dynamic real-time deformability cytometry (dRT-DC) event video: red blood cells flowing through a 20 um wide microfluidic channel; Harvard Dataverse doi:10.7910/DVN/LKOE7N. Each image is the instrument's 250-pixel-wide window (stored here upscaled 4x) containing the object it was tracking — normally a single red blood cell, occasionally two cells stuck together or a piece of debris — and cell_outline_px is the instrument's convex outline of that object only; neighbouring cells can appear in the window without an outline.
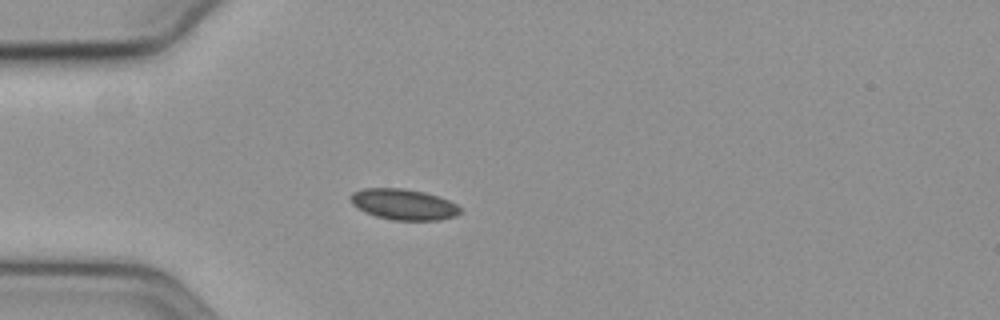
{"species": "common noctule bat (a hibernating species)", "species_latin": "Nyctalus noctula", "temperature_condition": "cold", "stored_images_in_passage": 7, "camera_frame_rate_fps": 3000, "um_per_image_px": 0.085, "animal": {"sex": "female", "body_mass_g": 19.3, "forearm_length_mm": 54.1}, "frame": {"image": 1, "passage_image": 1, "time_ms": 0.0, "image_size_px": [1000, 320], "cell_outline_px": [[460, 212], [456, 216], [440, 220], [392, 220], [376, 216], [352, 204], [348, 196], [352, 192], [364, 188], [404, 188], [424, 192], [448, 200], [456, 204], [460, 208]], "centroid_in_image_um": [34.29, 17.36], "position_along_channel_um": 50.7, "area_um2": 19.59}}
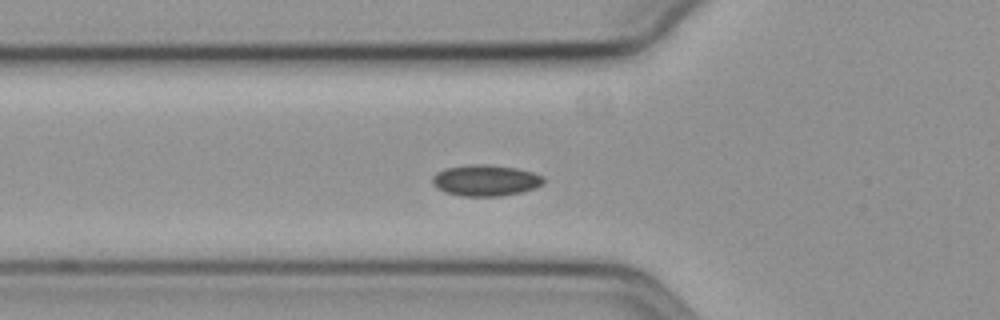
{"frame": {"image": 2, "passage_image": 5, "time_ms": 1.333, "image_size_px": [1000, 320], "cell_outline_px": [[544, 184], [536, 188], [520, 192], [500, 196], [460, 196], [444, 192], [436, 188], [432, 184], [432, 176], [436, 172], [444, 168], [468, 164], [488, 164], [516, 168], [532, 172], [544, 176]], "centroid_in_image_um": [41.25, 15.33], "position_along_channel_um": 84.6, "area_um2": 20.52}}